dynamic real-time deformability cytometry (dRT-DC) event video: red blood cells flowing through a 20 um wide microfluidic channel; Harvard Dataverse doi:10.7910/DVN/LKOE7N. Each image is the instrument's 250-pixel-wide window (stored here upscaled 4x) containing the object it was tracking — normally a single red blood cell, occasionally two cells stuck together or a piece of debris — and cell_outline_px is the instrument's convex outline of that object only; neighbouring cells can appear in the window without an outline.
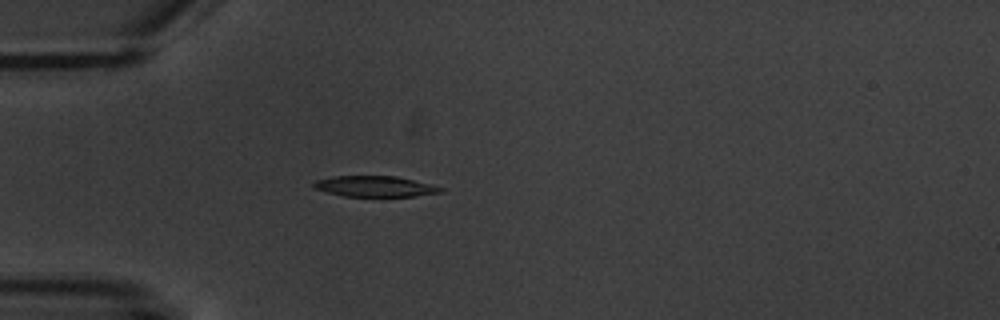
{"species": "common noctule bat (a hibernating species)", "species_latin": "Nyctalus noctula", "temperature_condition": "warm", "stored_images_in_passage": 4, "camera_frame_rate_fps": 3000, "um_per_image_px": 0.085, "animal": {"sex": "male", "body_mass_g": 20.1, "forearm_length_mm": 53.5}, "frame": {"image": 1, "passage_image": 4, "time_ms": 4.333, "image_size_px": [1000, 320], "cell_outline_px": [[444, 192], [416, 196], [344, 196], [328, 192], [316, 188], [312, 184], [316, 180], [332, 176], [396, 176], [444, 188]], "centroid_in_image_um": [31.88, 15.84], "position_along_channel_um": 53.1, "area_um2": 15.14}}